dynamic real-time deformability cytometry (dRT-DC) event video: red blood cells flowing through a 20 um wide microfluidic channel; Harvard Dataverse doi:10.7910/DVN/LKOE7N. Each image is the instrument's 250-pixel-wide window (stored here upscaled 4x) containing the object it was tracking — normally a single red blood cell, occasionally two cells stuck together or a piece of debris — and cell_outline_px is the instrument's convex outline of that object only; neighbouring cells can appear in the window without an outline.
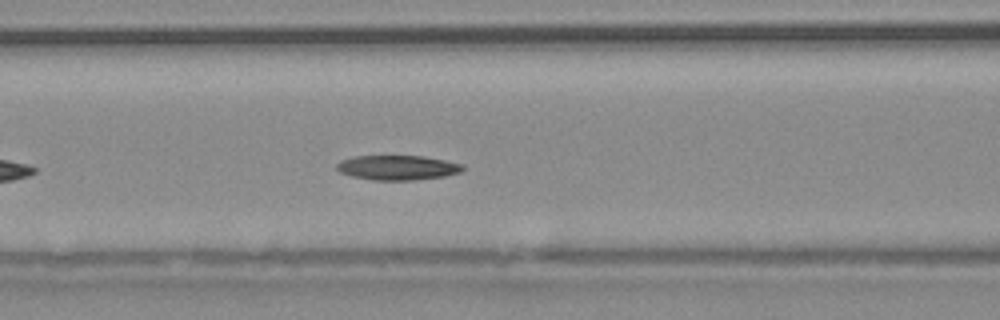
{"species": "common noctule bat (a hibernating species)", "species_latin": "Nyctalus noctula", "temperature_condition": "warm", "stored_images_in_passage": 34, "camera_frame_rate_fps": 3000, "um_per_image_px": 0.085, "animal": {"sex": "male", "body_mass_g": 20.4}, "frame": {"image": 1, "passage_image": 10, "time_ms": 3.0, "image_size_px": [1000, 320], "cell_outline_px": [[464, 168], [460, 172], [444, 176], [412, 180], [372, 180], [352, 176], [340, 172], [336, 168], [336, 164], [340, 160], [352, 156], [424, 156], [464, 164]], "centroid_in_image_um": [33.77, 14.24], "position_along_channel_um": 132.8, "area_um2": 18.15}}